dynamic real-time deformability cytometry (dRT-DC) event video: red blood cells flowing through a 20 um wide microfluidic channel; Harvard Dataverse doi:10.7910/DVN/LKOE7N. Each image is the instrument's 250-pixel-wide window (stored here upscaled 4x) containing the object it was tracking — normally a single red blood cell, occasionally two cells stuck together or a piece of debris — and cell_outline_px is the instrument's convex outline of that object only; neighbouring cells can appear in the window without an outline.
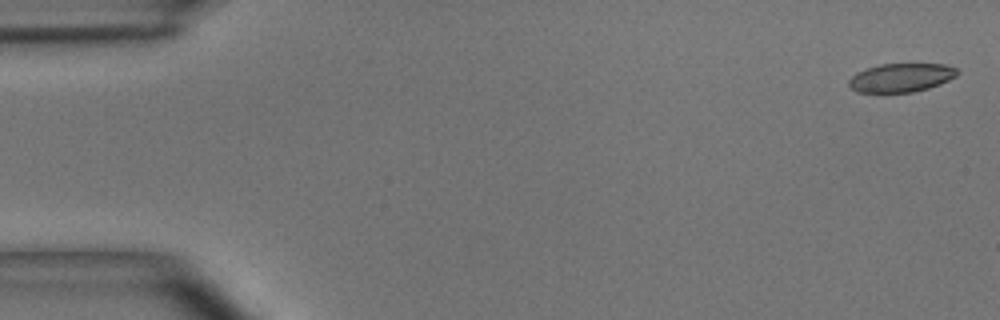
{"species": "common noctule bat (a hibernating species)", "species_latin": "Nyctalus noctula", "temperature_condition": "room temperature", "stored_images_in_passage": 4, "camera_frame_rate_fps": 3000, "um_per_image_px": 0.085, "animal": {"sex": "male", "body_mass_g": 15.6}, "frame": {"image": 1, "passage_image": 1, "time_ms": 0.0, "image_size_px": [1000, 320], "cell_outline_px": [[960, 72], [956, 76], [940, 84], [928, 88], [912, 92], [856, 92], [848, 84], [848, 80], [856, 72], [880, 64], [944, 64], [956, 68]], "centroid_in_image_um": [76.6, 6.6], "position_along_channel_um": 8.4, "area_um2": 18.03}}